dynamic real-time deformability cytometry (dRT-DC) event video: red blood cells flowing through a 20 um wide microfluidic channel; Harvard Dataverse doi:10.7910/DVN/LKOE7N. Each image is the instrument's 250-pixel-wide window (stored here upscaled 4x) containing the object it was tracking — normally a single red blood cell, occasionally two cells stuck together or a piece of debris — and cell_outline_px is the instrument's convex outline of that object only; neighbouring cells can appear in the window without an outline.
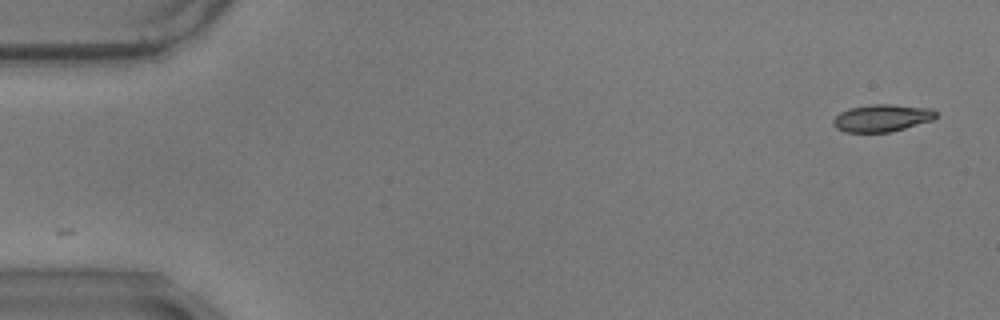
{"species": "common noctule bat (a hibernating species)", "species_latin": "Nyctalus noctula", "temperature_condition": "warm", "stored_images_in_passage": 45, "camera_frame_rate_fps": 3000, "um_per_image_px": 0.085, "animal": {"sex": "male", "body_mass_g": 17.9}, "frame": {"image": 1, "passage_image": 1, "time_ms": 0.0, "image_size_px": [1000, 320], "cell_outline_px": [[936, 116], [932, 120], [904, 128], [888, 132], [844, 132], [836, 128], [832, 124], [832, 120], [840, 112], [848, 108], [872, 104], [892, 104], [932, 108], [936, 112]], "centroid_in_image_um": [74.93, 10.02], "position_along_channel_um": 10.1, "area_um2": 16.36}}
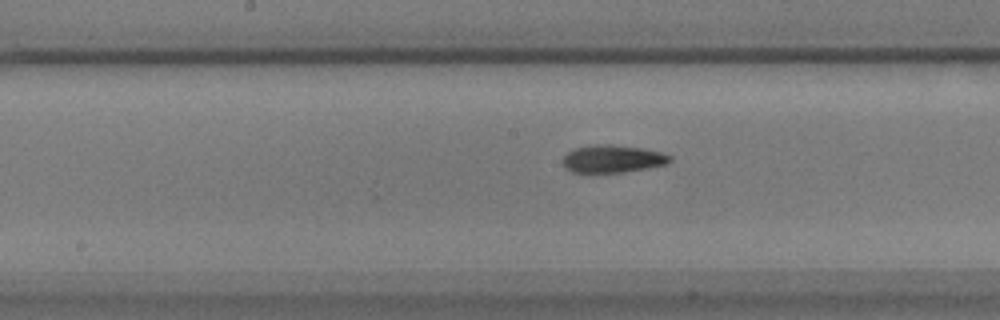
{"frame": {"image": 2, "passage_image": 28, "time_ms": 9.0, "image_size_px": [1000, 320], "cell_outline_px": [[672, 160], [668, 164], [648, 168], [624, 172], [572, 172], [564, 168], [560, 160], [572, 148], [592, 144], [612, 144], [644, 148], [660, 152], [672, 156]], "centroid_in_image_um": [52.05, 13.49], "position_along_channel_um": 196.2, "area_um2": 17.63}}
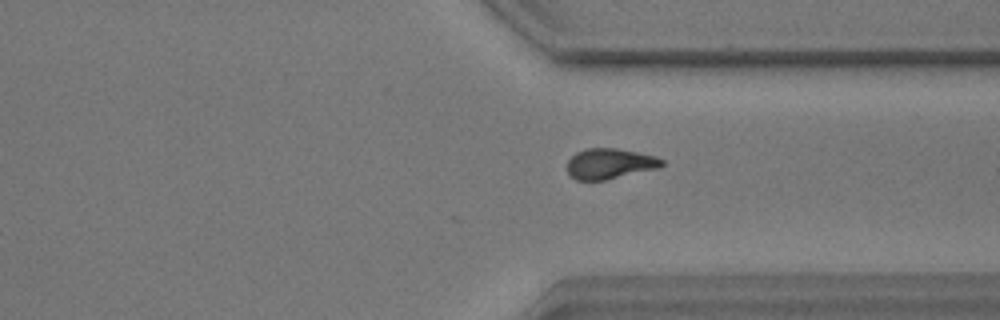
{"frame": {"image": 3, "passage_image": 42, "time_ms": 13.667, "image_size_px": [1000, 320], "cell_outline_px": [[664, 164], [660, 168], [604, 180], [576, 180], [568, 172], [568, 160], [576, 152], [584, 148], [616, 148], [656, 156], [664, 160]], "centroid_in_image_um": [51.85, 13.9], "position_along_channel_um": 359.6, "area_um2": 16.82}, "authors_computed_cell_mechanics": {"area_um2": 17.1088, "velocity_mm_per_s": 3.507, "shape_relaxation_time_tau1_ms": 4.0408, "shape_relaxation_time_tau2_ms": 3.5384, "deformation_change_tau1": 0.152, "deformation_change_tau2": 0.1033}}